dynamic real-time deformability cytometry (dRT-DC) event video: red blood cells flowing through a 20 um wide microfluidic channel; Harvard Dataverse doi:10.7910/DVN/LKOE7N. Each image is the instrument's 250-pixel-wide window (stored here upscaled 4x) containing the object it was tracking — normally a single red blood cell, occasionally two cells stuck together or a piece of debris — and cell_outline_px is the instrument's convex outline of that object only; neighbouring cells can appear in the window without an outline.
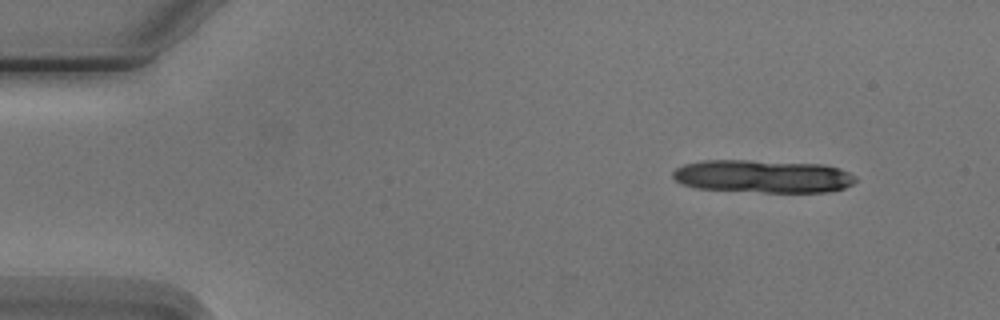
{"species": "Egyptian fruit bat (a non-hibernating species)", "species_latin": "Rousettus aegyptiacus", "temperature_condition": "cold", "stored_images_in_passage": 4, "camera_frame_rate_fps": 3000, "um_per_image_px": 0.085, "animal": {"sex": "male"}, "frame": {"image": 1, "passage_image": 1, "time_ms": 0.0, "image_size_px": [1000, 320], "cell_outline_px": [[856, 180], [852, 184], [844, 188], [828, 192], [760, 192], [696, 188], [680, 184], [672, 176], [672, 172], [676, 168], [684, 164], [700, 160], [748, 160], [824, 164], [840, 168], [856, 176]], "centroid_in_image_um": [64.83, 14.98], "position_along_channel_um": 20.2, "area_um2": 35.32}}
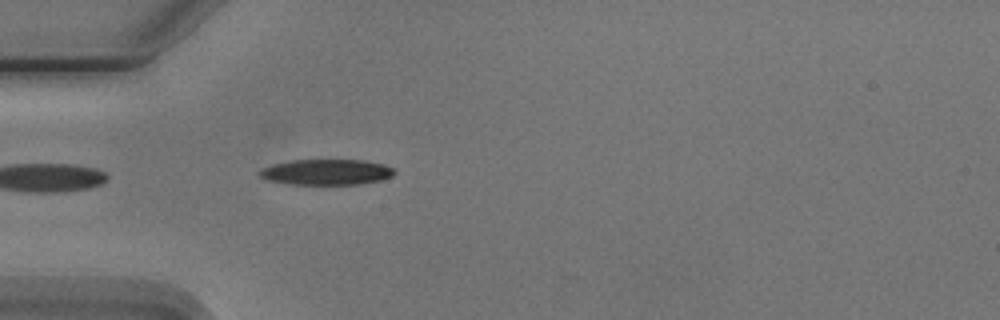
{"frame": {"image": 2, "passage_image": 4, "time_ms": 3.667, "image_size_px": [1000, 320], "cell_outline_px": [[396, 172], [392, 176], [380, 180], [360, 184], [292, 184], [268, 180], [260, 176], [256, 172], [260, 168], [272, 164], [292, 160], [364, 160], [384, 164], [392, 168]], "centroid_in_image_um": [27.72, 14.62], "position_along_channel_um": 57.3, "area_um2": 20.17}}